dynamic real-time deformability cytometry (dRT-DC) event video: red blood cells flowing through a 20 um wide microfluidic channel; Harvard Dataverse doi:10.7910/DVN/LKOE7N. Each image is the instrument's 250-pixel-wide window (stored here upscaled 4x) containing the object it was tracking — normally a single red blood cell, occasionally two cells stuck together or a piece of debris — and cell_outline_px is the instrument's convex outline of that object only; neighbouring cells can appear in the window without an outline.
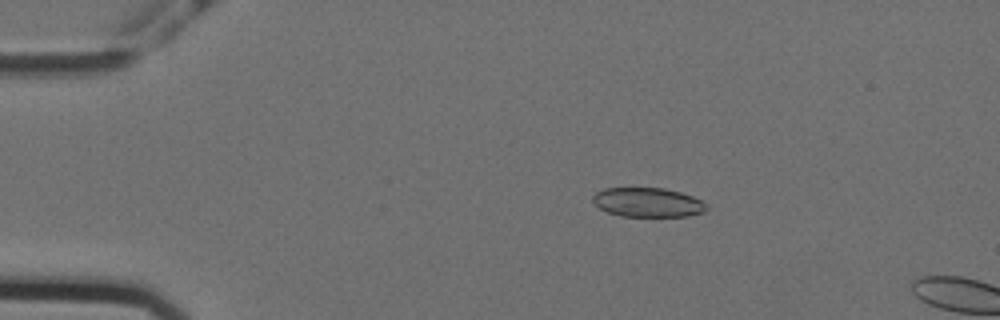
{"species": "Egyptian fruit bat (a non-hibernating species)", "species_latin": "Rousettus aegyptiacus", "temperature_condition": "cold", "stored_images_in_passage": 8, "camera_frame_rate_fps": 3000, "um_per_image_px": 0.085, "animal": {"sex": "female"}, "frame": {"image": 1, "passage_image": 5, "time_ms": 1.333, "image_size_px": [1000, 320], "cell_outline_px": [[708, 208], [704, 212], [688, 216], [620, 216], [608, 212], [600, 208], [592, 200], [592, 196], [596, 192], [604, 188], [664, 188], [680, 192], [692, 196], [708, 204]], "centroid_in_image_um": [55.07, 17.2], "position_along_channel_um": 29.9, "area_um2": 19.42}}